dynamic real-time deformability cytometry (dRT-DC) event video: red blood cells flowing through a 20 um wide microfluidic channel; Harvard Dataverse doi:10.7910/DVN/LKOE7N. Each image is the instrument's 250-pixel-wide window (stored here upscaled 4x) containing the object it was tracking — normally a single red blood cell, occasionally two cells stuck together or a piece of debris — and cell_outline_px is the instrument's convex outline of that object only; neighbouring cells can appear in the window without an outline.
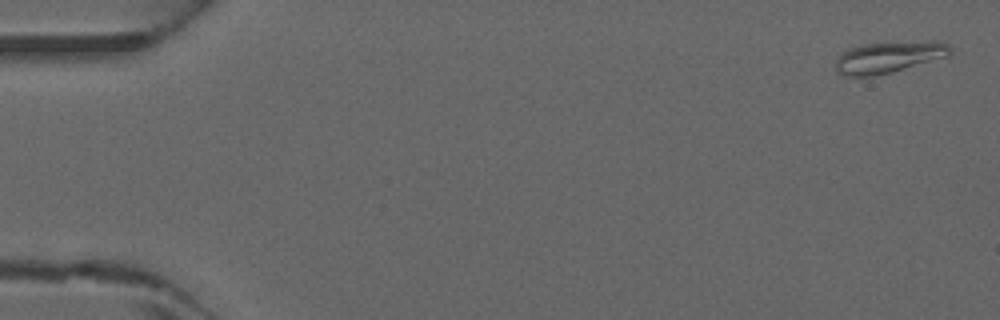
{"species": "common noctule bat (a hibernating species)", "species_latin": "Nyctalus noctula", "temperature_condition": "warm", "stored_images_in_passage": 5, "camera_frame_rate_fps": 3000, "um_per_image_px": 0.085, "animal": {"sex": "male", "forearm_length_mm": 52.5}, "frame": {"image": 1, "passage_image": 1, "time_ms": 0.0, "image_size_px": [1000, 320], "cell_outline_px": [[952, 52], [948, 56], [892, 72], [872, 76], [848, 76], [836, 72], [836, 56], [852, 48], [864, 44], [928, 40], [936, 40], [948, 44], [952, 48]], "centroid_in_image_um": [75.58, 4.84], "position_along_channel_um": 9.4, "area_um2": 21.04}}
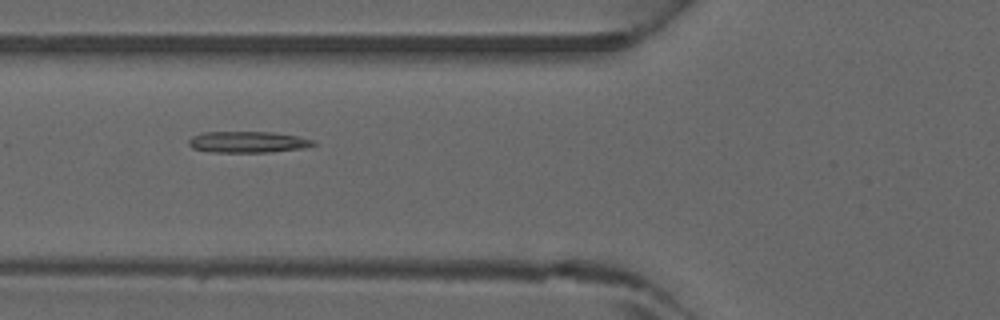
{"frame": {"image": 2, "passage_image": 5, "time_ms": 1.333, "image_size_px": [1000, 320], "cell_outline_px": [[316, 144], [300, 148], [272, 152], [208, 152], [192, 148], [188, 144], [188, 140], [192, 136], [204, 132], [272, 132], [296, 136], [316, 140]], "centroid_in_image_um": [21.03, 12.07], "position_along_channel_um": 104.8, "area_um2": 15.43}}